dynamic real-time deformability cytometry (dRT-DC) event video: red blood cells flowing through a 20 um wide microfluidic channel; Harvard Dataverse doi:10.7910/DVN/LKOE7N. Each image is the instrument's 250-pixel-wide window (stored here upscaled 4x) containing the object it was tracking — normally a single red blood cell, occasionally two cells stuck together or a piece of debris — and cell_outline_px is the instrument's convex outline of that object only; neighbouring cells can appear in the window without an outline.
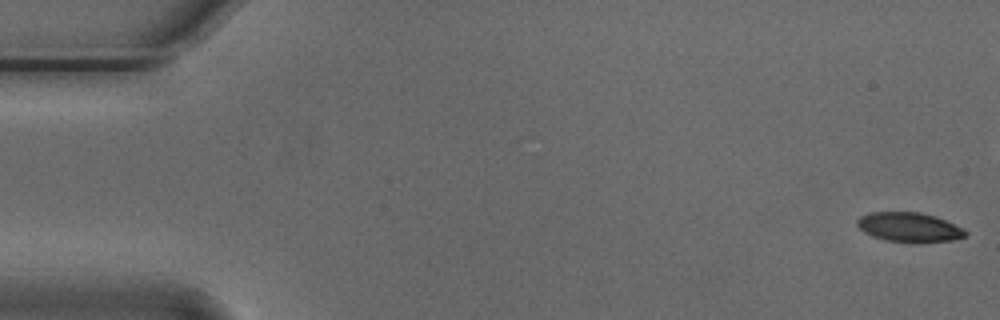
{"species": "Egyptian fruit bat (a non-hibernating species)", "species_latin": "Rousettus aegyptiacus", "temperature_condition": "cold", "stored_images_in_passage": 48, "camera_frame_rate_fps": 3000, "um_per_image_px": 0.085, "animal": {"sex": "male"}, "frame": {"image": 1, "passage_image": 1, "time_ms": 0.0, "image_size_px": [1000, 320], "cell_outline_px": [[968, 232], [964, 236], [952, 240], [916, 244], [884, 240], [872, 236], [864, 232], [856, 224], [856, 220], [860, 216], [872, 212], [920, 212], [936, 216], [964, 228]], "centroid_in_image_um": [77.29, 19.33], "position_along_channel_um": 7.7, "area_um2": 18.96}}
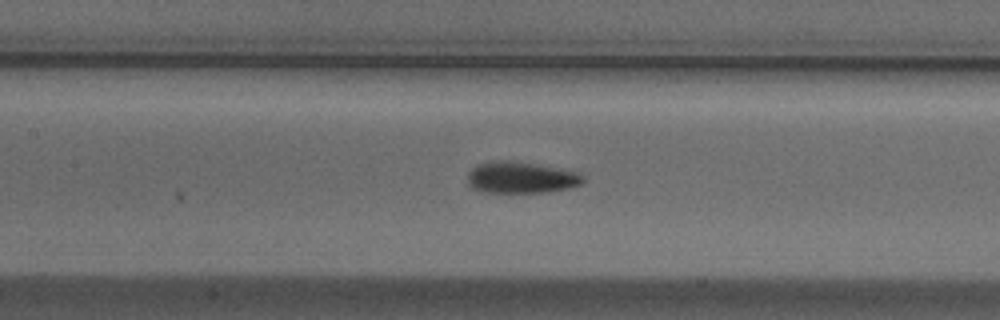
{"frame": {"image": 2, "passage_image": 25, "time_ms": 8.0, "image_size_px": [1000, 320], "cell_outline_px": [[584, 184], [568, 188], [544, 192], [484, 192], [472, 188], [468, 184], [468, 172], [476, 164], [500, 160], [508, 160], [532, 164], [576, 172], [584, 176]], "centroid_in_image_um": [44.25, 15.1], "position_along_channel_um": 163.1, "area_um2": 20.92}}
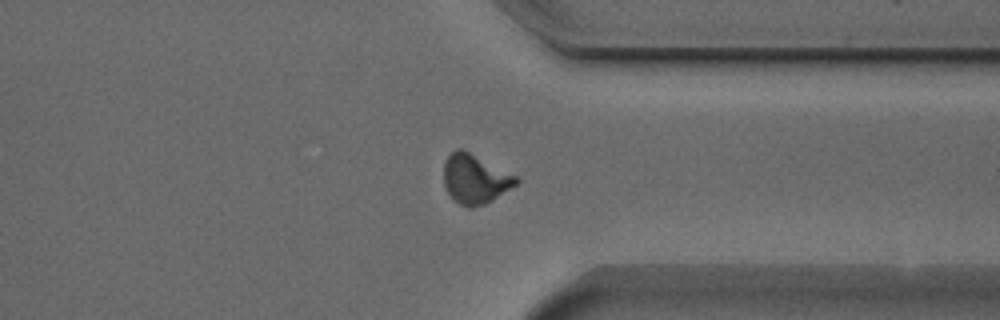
{"frame": {"image": 3, "passage_image": 42, "time_ms": 13.667, "image_size_px": [1000, 320], "cell_outline_px": [[520, 180], [516, 184], [492, 200], [484, 204], [472, 208], [468, 208], [452, 200], [444, 184], [444, 160], [456, 148], [464, 148], [516, 176]], "centroid_in_image_um": [40.35, 15.2], "position_along_channel_um": 371.1, "area_um2": 20.87}, "authors_computed_cell_mechanics": {"area_um2": 20.1433, "velocity_mm_per_s": 3.7135, "shape_relaxation_time_tau1_ms": 3.4465, "shape_relaxation_time_tau2_ms": 2.2982, "deformation_change_tau1": 0.1373, "deformation_change_tau2": 0.0687}}